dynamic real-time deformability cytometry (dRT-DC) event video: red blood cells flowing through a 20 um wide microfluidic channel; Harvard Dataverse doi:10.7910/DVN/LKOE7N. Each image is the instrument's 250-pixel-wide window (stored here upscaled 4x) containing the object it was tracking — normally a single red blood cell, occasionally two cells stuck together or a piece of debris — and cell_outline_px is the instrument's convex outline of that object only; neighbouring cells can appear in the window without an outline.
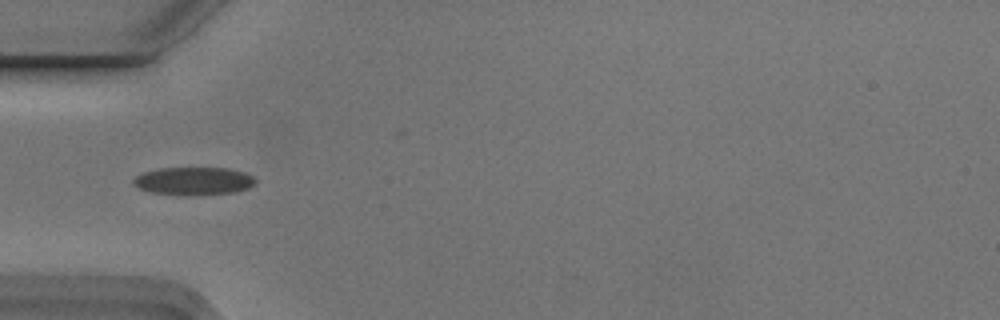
{"species": "Egyptian fruit bat (a non-hibernating species)", "species_latin": "Rousettus aegyptiacus", "temperature_condition": "cold", "stored_images_in_passage": 6, "camera_frame_rate_fps": 3000, "um_per_image_px": 0.085, "animal": {"sex": "male"}, "frame": {"image": 1, "passage_image": 6, "time_ms": 1.667, "image_size_px": [1000, 320], "cell_outline_px": [[256, 184], [248, 188], [232, 192], [192, 196], [184, 196], [152, 192], [140, 188], [132, 184], [132, 180], [136, 176], [144, 172], [160, 168], [228, 168], [244, 172], [252, 176], [256, 180]], "centroid_in_image_um": [16.46, 15.39], "position_along_channel_um": 68.5, "area_um2": 19.94}}